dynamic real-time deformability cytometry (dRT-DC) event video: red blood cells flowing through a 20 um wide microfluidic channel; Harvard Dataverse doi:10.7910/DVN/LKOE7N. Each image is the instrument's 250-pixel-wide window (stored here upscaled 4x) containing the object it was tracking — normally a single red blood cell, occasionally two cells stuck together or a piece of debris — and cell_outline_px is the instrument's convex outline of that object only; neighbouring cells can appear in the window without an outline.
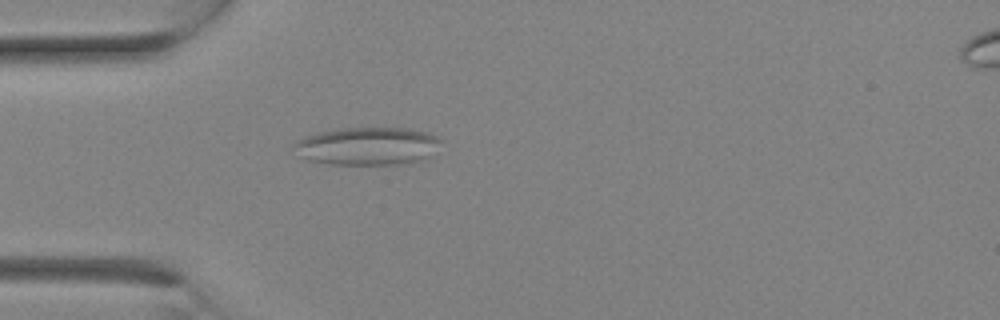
{"species": "Egyptian fruit bat (a non-hibernating species)", "species_latin": "Rousettus aegyptiacus", "temperature_condition": "room temperature", "stored_images_in_passage": 3, "camera_frame_rate_fps": 3000, "um_per_image_px": 0.085, "animal": {"sex": "female"}, "frame": {"image": 1, "passage_image": 1, "time_ms": 0.0, "image_size_px": [1000, 320], "cell_outline_px": [[440, 140], [432, 160], [408, 164], [328, 164], [308, 160], [300, 156], [292, 144], [296, 140], [304, 136], [320, 132], [344, 128], [408, 128], [428, 132], [440, 136]], "centroid_in_image_um": [31.32, 12.43], "position_along_channel_um": 53.7, "area_um2": 33.06}}